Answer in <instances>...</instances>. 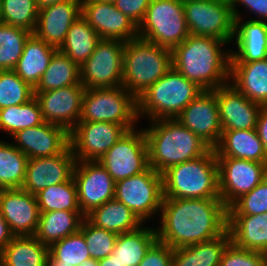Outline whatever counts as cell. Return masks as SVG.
Wrapping results in <instances>:
<instances>
[{
	"label": "cell",
	"mask_w": 267,
	"mask_h": 266,
	"mask_svg": "<svg viewBox=\"0 0 267 266\" xmlns=\"http://www.w3.org/2000/svg\"><path fill=\"white\" fill-rule=\"evenodd\" d=\"M157 240L172 249L201 243L227 230L228 208L221 199L163 198Z\"/></svg>",
	"instance_id": "cell-1"
},
{
	"label": "cell",
	"mask_w": 267,
	"mask_h": 266,
	"mask_svg": "<svg viewBox=\"0 0 267 266\" xmlns=\"http://www.w3.org/2000/svg\"><path fill=\"white\" fill-rule=\"evenodd\" d=\"M225 41L190 34L171 50L172 67L203 90H215L229 83L231 52ZM225 51V52H224Z\"/></svg>",
	"instance_id": "cell-2"
},
{
	"label": "cell",
	"mask_w": 267,
	"mask_h": 266,
	"mask_svg": "<svg viewBox=\"0 0 267 266\" xmlns=\"http://www.w3.org/2000/svg\"><path fill=\"white\" fill-rule=\"evenodd\" d=\"M144 129L149 167L162 174L170 167L205 155L211 147L177 119L151 120Z\"/></svg>",
	"instance_id": "cell-3"
},
{
	"label": "cell",
	"mask_w": 267,
	"mask_h": 266,
	"mask_svg": "<svg viewBox=\"0 0 267 266\" xmlns=\"http://www.w3.org/2000/svg\"><path fill=\"white\" fill-rule=\"evenodd\" d=\"M163 198L220 199L218 162L214 148L205 155L162 173Z\"/></svg>",
	"instance_id": "cell-4"
},
{
	"label": "cell",
	"mask_w": 267,
	"mask_h": 266,
	"mask_svg": "<svg viewBox=\"0 0 267 266\" xmlns=\"http://www.w3.org/2000/svg\"><path fill=\"white\" fill-rule=\"evenodd\" d=\"M171 68V49L138 37L124 48L122 86L138 98Z\"/></svg>",
	"instance_id": "cell-5"
},
{
	"label": "cell",
	"mask_w": 267,
	"mask_h": 266,
	"mask_svg": "<svg viewBox=\"0 0 267 266\" xmlns=\"http://www.w3.org/2000/svg\"><path fill=\"white\" fill-rule=\"evenodd\" d=\"M201 92L203 89L172 67L137 98L138 118L174 119Z\"/></svg>",
	"instance_id": "cell-6"
},
{
	"label": "cell",
	"mask_w": 267,
	"mask_h": 266,
	"mask_svg": "<svg viewBox=\"0 0 267 266\" xmlns=\"http://www.w3.org/2000/svg\"><path fill=\"white\" fill-rule=\"evenodd\" d=\"M189 35L182 0H151L138 26L139 38L171 50Z\"/></svg>",
	"instance_id": "cell-7"
},
{
	"label": "cell",
	"mask_w": 267,
	"mask_h": 266,
	"mask_svg": "<svg viewBox=\"0 0 267 266\" xmlns=\"http://www.w3.org/2000/svg\"><path fill=\"white\" fill-rule=\"evenodd\" d=\"M137 98L123 86L85 89L79 121L109 122L135 129Z\"/></svg>",
	"instance_id": "cell-8"
},
{
	"label": "cell",
	"mask_w": 267,
	"mask_h": 266,
	"mask_svg": "<svg viewBox=\"0 0 267 266\" xmlns=\"http://www.w3.org/2000/svg\"><path fill=\"white\" fill-rule=\"evenodd\" d=\"M184 12L192 35L209 36L233 41L235 17L230 0H185Z\"/></svg>",
	"instance_id": "cell-9"
},
{
	"label": "cell",
	"mask_w": 267,
	"mask_h": 266,
	"mask_svg": "<svg viewBox=\"0 0 267 266\" xmlns=\"http://www.w3.org/2000/svg\"><path fill=\"white\" fill-rule=\"evenodd\" d=\"M114 199L127 206L143 223L160 213L162 174L148 167L144 172L115 182Z\"/></svg>",
	"instance_id": "cell-10"
},
{
	"label": "cell",
	"mask_w": 267,
	"mask_h": 266,
	"mask_svg": "<svg viewBox=\"0 0 267 266\" xmlns=\"http://www.w3.org/2000/svg\"><path fill=\"white\" fill-rule=\"evenodd\" d=\"M126 42L101 39L90 57L80 66V81L85 89L122 86L123 52Z\"/></svg>",
	"instance_id": "cell-11"
},
{
	"label": "cell",
	"mask_w": 267,
	"mask_h": 266,
	"mask_svg": "<svg viewBox=\"0 0 267 266\" xmlns=\"http://www.w3.org/2000/svg\"><path fill=\"white\" fill-rule=\"evenodd\" d=\"M98 162L114 182L144 172L149 167L148 147L143 129L127 131Z\"/></svg>",
	"instance_id": "cell-12"
},
{
	"label": "cell",
	"mask_w": 267,
	"mask_h": 266,
	"mask_svg": "<svg viewBox=\"0 0 267 266\" xmlns=\"http://www.w3.org/2000/svg\"><path fill=\"white\" fill-rule=\"evenodd\" d=\"M216 158L220 199L227 208L267 177V163L232 157Z\"/></svg>",
	"instance_id": "cell-13"
},
{
	"label": "cell",
	"mask_w": 267,
	"mask_h": 266,
	"mask_svg": "<svg viewBox=\"0 0 267 266\" xmlns=\"http://www.w3.org/2000/svg\"><path fill=\"white\" fill-rule=\"evenodd\" d=\"M128 130L116 123L79 121L70 131V147L78 161H98Z\"/></svg>",
	"instance_id": "cell-14"
},
{
	"label": "cell",
	"mask_w": 267,
	"mask_h": 266,
	"mask_svg": "<svg viewBox=\"0 0 267 266\" xmlns=\"http://www.w3.org/2000/svg\"><path fill=\"white\" fill-rule=\"evenodd\" d=\"M78 206L84 216L114 199L115 182L98 161H78L73 171Z\"/></svg>",
	"instance_id": "cell-15"
},
{
	"label": "cell",
	"mask_w": 267,
	"mask_h": 266,
	"mask_svg": "<svg viewBox=\"0 0 267 266\" xmlns=\"http://www.w3.org/2000/svg\"><path fill=\"white\" fill-rule=\"evenodd\" d=\"M214 148L222 135L217 104V89L203 90L175 118Z\"/></svg>",
	"instance_id": "cell-16"
},
{
	"label": "cell",
	"mask_w": 267,
	"mask_h": 266,
	"mask_svg": "<svg viewBox=\"0 0 267 266\" xmlns=\"http://www.w3.org/2000/svg\"><path fill=\"white\" fill-rule=\"evenodd\" d=\"M85 88L70 85L45 92H34L45 122L62 126L69 132L79 122Z\"/></svg>",
	"instance_id": "cell-17"
},
{
	"label": "cell",
	"mask_w": 267,
	"mask_h": 266,
	"mask_svg": "<svg viewBox=\"0 0 267 266\" xmlns=\"http://www.w3.org/2000/svg\"><path fill=\"white\" fill-rule=\"evenodd\" d=\"M81 15L101 39L128 42L138 38V27L112 2L82 0Z\"/></svg>",
	"instance_id": "cell-18"
},
{
	"label": "cell",
	"mask_w": 267,
	"mask_h": 266,
	"mask_svg": "<svg viewBox=\"0 0 267 266\" xmlns=\"http://www.w3.org/2000/svg\"><path fill=\"white\" fill-rule=\"evenodd\" d=\"M75 164L76 159L70 146L54 156L28 159L21 188L35 195L49 186L69 181L73 177Z\"/></svg>",
	"instance_id": "cell-19"
},
{
	"label": "cell",
	"mask_w": 267,
	"mask_h": 266,
	"mask_svg": "<svg viewBox=\"0 0 267 266\" xmlns=\"http://www.w3.org/2000/svg\"><path fill=\"white\" fill-rule=\"evenodd\" d=\"M0 211L14 236H35L40 216L35 195L22 188L2 189Z\"/></svg>",
	"instance_id": "cell-20"
},
{
	"label": "cell",
	"mask_w": 267,
	"mask_h": 266,
	"mask_svg": "<svg viewBox=\"0 0 267 266\" xmlns=\"http://www.w3.org/2000/svg\"><path fill=\"white\" fill-rule=\"evenodd\" d=\"M12 138L17 143L14 145L29 159L54 156L70 146V132L47 122L20 130Z\"/></svg>",
	"instance_id": "cell-21"
},
{
	"label": "cell",
	"mask_w": 267,
	"mask_h": 266,
	"mask_svg": "<svg viewBox=\"0 0 267 266\" xmlns=\"http://www.w3.org/2000/svg\"><path fill=\"white\" fill-rule=\"evenodd\" d=\"M82 0H67L39 10L33 34L57 49L71 25L82 16Z\"/></svg>",
	"instance_id": "cell-22"
},
{
	"label": "cell",
	"mask_w": 267,
	"mask_h": 266,
	"mask_svg": "<svg viewBox=\"0 0 267 266\" xmlns=\"http://www.w3.org/2000/svg\"><path fill=\"white\" fill-rule=\"evenodd\" d=\"M217 104L222 130L256 129L261 105L246 98L231 84L217 88Z\"/></svg>",
	"instance_id": "cell-23"
},
{
	"label": "cell",
	"mask_w": 267,
	"mask_h": 266,
	"mask_svg": "<svg viewBox=\"0 0 267 266\" xmlns=\"http://www.w3.org/2000/svg\"><path fill=\"white\" fill-rule=\"evenodd\" d=\"M235 45L231 51V63H249L267 59V22L235 19Z\"/></svg>",
	"instance_id": "cell-24"
},
{
	"label": "cell",
	"mask_w": 267,
	"mask_h": 266,
	"mask_svg": "<svg viewBox=\"0 0 267 266\" xmlns=\"http://www.w3.org/2000/svg\"><path fill=\"white\" fill-rule=\"evenodd\" d=\"M231 84L246 98L261 106H267V59L249 63H231Z\"/></svg>",
	"instance_id": "cell-25"
},
{
	"label": "cell",
	"mask_w": 267,
	"mask_h": 266,
	"mask_svg": "<svg viewBox=\"0 0 267 266\" xmlns=\"http://www.w3.org/2000/svg\"><path fill=\"white\" fill-rule=\"evenodd\" d=\"M214 150L216 157L267 163V155L256 129L223 130Z\"/></svg>",
	"instance_id": "cell-26"
},
{
	"label": "cell",
	"mask_w": 267,
	"mask_h": 266,
	"mask_svg": "<svg viewBox=\"0 0 267 266\" xmlns=\"http://www.w3.org/2000/svg\"><path fill=\"white\" fill-rule=\"evenodd\" d=\"M231 242L242 249L267 251V212L255 215H228Z\"/></svg>",
	"instance_id": "cell-27"
},
{
	"label": "cell",
	"mask_w": 267,
	"mask_h": 266,
	"mask_svg": "<svg viewBox=\"0 0 267 266\" xmlns=\"http://www.w3.org/2000/svg\"><path fill=\"white\" fill-rule=\"evenodd\" d=\"M57 50L32 33L24 44L23 53L14 71L23 81L35 88Z\"/></svg>",
	"instance_id": "cell-28"
},
{
	"label": "cell",
	"mask_w": 267,
	"mask_h": 266,
	"mask_svg": "<svg viewBox=\"0 0 267 266\" xmlns=\"http://www.w3.org/2000/svg\"><path fill=\"white\" fill-rule=\"evenodd\" d=\"M230 243L231 235L227 229L214 239L173 249L172 266H219Z\"/></svg>",
	"instance_id": "cell-29"
},
{
	"label": "cell",
	"mask_w": 267,
	"mask_h": 266,
	"mask_svg": "<svg viewBox=\"0 0 267 266\" xmlns=\"http://www.w3.org/2000/svg\"><path fill=\"white\" fill-rule=\"evenodd\" d=\"M92 224L117 235L139 229L143 222L122 202L109 200L85 216Z\"/></svg>",
	"instance_id": "cell-30"
},
{
	"label": "cell",
	"mask_w": 267,
	"mask_h": 266,
	"mask_svg": "<svg viewBox=\"0 0 267 266\" xmlns=\"http://www.w3.org/2000/svg\"><path fill=\"white\" fill-rule=\"evenodd\" d=\"M49 246L35 236H14L0 252V266H47Z\"/></svg>",
	"instance_id": "cell-31"
},
{
	"label": "cell",
	"mask_w": 267,
	"mask_h": 266,
	"mask_svg": "<svg viewBox=\"0 0 267 266\" xmlns=\"http://www.w3.org/2000/svg\"><path fill=\"white\" fill-rule=\"evenodd\" d=\"M82 212L50 211L40 213L35 237L47 246L76 233L84 219Z\"/></svg>",
	"instance_id": "cell-32"
},
{
	"label": "cell",
	"mask_w": 267,
	"mask_h": 266,
	"mask_svg": "<svg viewBox=\"0 0 267 266\" xmlns=\"http://www.w3.org/2000/svg\"><path fill=\"white\" fill-rule=\"evenodd\" d=\"M157 240L156 228L140 227L117 236L112 254L123 266H139L145 253Z\"/></svg>",
	"instance_id": "cell-33"
},
{
	"label": "cell",
	"mask_w": 267,
	"mask_h": 266,
	"mask_svg": "<svg viewBox=\"0 0 267 266\" xmlns=\"http://www.w3.org/2000/svg\"><path fill=\"white\" fill-rule=\"evenodd\" d=\"M100 40L97 32L80 16L69 28L65 40L58 50L81 66L94 52Z\"/></svg>",
	"instance_id": "cell-34"
},
{
	"label": "cell",
	"mask_w": 267,
	"mask_h": 266,
	"mask_svg": "<svg viewBox=\"0 0 267 266\" xmlns=\"http://www.w3.org/2000/svg\"><path fill=\"white\" fill-rule=\"evenodd\" d=\"M76 84H81L80 66L57 50L34 92H45Z\"/></svg>",
	"instance_id": "cell-35"
},
{
	"label": "cell",
	"mask_w": 267,
	"mask_h": 266,
	"mask_svg": "<svg viewBox=\"0 0 267 266\" xmlns=\"http://www.w3.org/2000/svg\"><path fill=\"white\" fill-rule=\"evenodd\" d=\"M44 122L39 102L35 96L25 104L0 109V130L8 132L9 136Z\"/></svg>",
	"instance_id": "cell-36"
},
{
	"label": "cell",
	"mask_w": 267,
	"mask_h": 266,
	"mask_svg": "<svg viewBox=\"0 0 267 266\" xmlns=\"http://www.w3.org/2000/svg\"><path fill=\"white\" fill-rule=\"evenodd\" d=\"M28 157L13 143L0 140V188H21L26 176Z\"/></svg>",
	"instance_id": "cell-37"
},
{
	"label": "cell",
	"mask_w": 267,
	"mask_h": 266,
	"mask_svg": "<svg viewBox=\"0 0 267 266\" xmlns=\"http://www.w3.org/2000/svg\"><path fill=\"white\" fill-rule=\"evenodd\" d=\"M35 196L40 213L61 210L81 212L73 177L69 181L42 189Z\"/></svg>",
	"instance_id": "cell-38"
},
{
	"label": "cell",
	"mask_w": 267,
	"mask_h": 266,
	"mask_svg": "<svg viewBox=\"0 0 267 266\" xmlns=\"http://www.w3.org/2000/svg\"><path fill=\"white\" fill-rule=\"evenodd\" d=\"M32 32L9 24H0V70H14L26 40Z\"/></svg>",
	"instance_id": "cell-39"
},
{
	"label": "cell",
	"mask_w": 267,
	"mask_h": 266,
	"mask_svg": "<svg viewBox=\"0 0 267 266\" xmlns=\"http://www.w3.org/2000/svg\"><path fill=\"white\" fill-rule=\"evenodd\" d=\"M48 257L52 261H61V264L72 266H79L83 261L91 258L80 230L51 244Z\"/></svg>",
	"instance_id": "cell-40"
},
{
	"label": "cell",
	"mask_w": 267,
	"mask_h": 266,
	"mask_svg": "<svg viewBox=\"0 0 267 266\" xmlns=\"http://www.w3.org/2000/svg\"><path fill=\"white\" fill-rule=\"evenodd\" d=\"M34 97V88L14 70H0V109L27 103Z\"/></svg>",
	"instance_id": "cell-41"
},
{
	"label": "cell",
	"mask_w": 267,
	"mask_h": 266,
	"mask_svg": "<svg viewBox=\"0 0 267 266\" xmlns=\"http://www.w3.org/2000/svg\"><path fill=\"white\" fill-rule=\"evenodd\" d=\"M3 23L34 32L39 9L35 0H1Z\"/></svg>",
	"instance_id": "cell-42"
},
{
	"label": "cell",
	"mask_w": 267,
	"mask_h": 266,
	"mask_svg": "<svg viewBox=\"0 0 267 266\" xmlns=\"http://www.w3.org/2000/svg\"><path fill=\"white\" fill-rule=\"evenodd\" d=\"M79 230L83 233L91 258L99 261L112 254L117 234L95 226L86 217Z\"/></svg>",
	"instance_id": "cell-43"
},
{
	"label": "cell",
	"mask_w": 267,
	"mask_h": 266,
	"mask_svg": "<svg viewBox=\"0 0 267 266\" xmlns=\"http://www.w3.org/2000/svg\"><path fill=\"white\" fill-rule=\"evenodd\" d=\"M267 212V177L252 191L242 195L229 208L228 215H255Z\"/></svg>",
	"instance_id": "cell-44"
},
{
	"label": "cell",
	"mask_w": 267,
	"mask_h": 266,
	"mask_svg": "<svg viewBox=\"0 0 267 266\" xmlns=\"http://www.w3.org/2000/svg\"><path fill=\"white\" fill-rule=\"evenodd\" d=\"M219 266H264V253L242 249L231 242L225 249Z\"/></svg>",
	"instance_id": "cell-45"
},
{
	"label": "cell",
	"mask_w": 267,
	"mask_h": 266,
	"mask_svg": "<svg viewBox=\"0 0 267 266\" xmlns=\"http://www.w3.org/2000/svg\"><path fill=\"white\" fill-rule=\"evenodd\" d=\"M173 249L156 240L144 255L139 266H172Z\"/></svg>",
	"instance_id": "cell-46"
},
{
	"label": "cell",
	"mask_w": 267,
	"mask_h": 266,
	"mask_svg": "<svg viewBox=\"0 0 267 266\" xmlns=\"http://www.w3.org/2000/svg\"><path fill=\"white\" fill-rule=\"evenodd\" d=\"M150 2L151 0H116L114 5L138 27Z\"/></svg>",
	"instance_id": "cell-47"
},
{
	"label": "cell",
	"mask_w": 267,
	"mask_h": 266,
	"mask_svg": "<svg viewBox=\"0 0 267 266\" xmlns=\"http://www.w3.org/2000/svg\"><path fill=\"white\" fill-rule=\"evenodd\" d=\"M230 3L235 19L241 18V13L237 10V5L240 4L251 10L252 14L257 15L258 18H252L251 20L267 22V0H230Z\"/></svg>",
	"instance_id": "cell-48"
},
{
	"label": "cell",
	"mask_w": 267,
	"mask_h": 266,
	"mask_svg": "<svg viewBox=\"0 0 267 266\" xmlns=\"http://www.w3.org/2000/svg\"><path fill=\"white\" fill-rule=\"evenodd\" d=\"M256 130L267 155V106H261L256 124Z\"/></svg>",
	"instance_id": "cell-49"
},
{
	"label": "cell",
	"mask_w": 267,
	"mask_h": 266,
	"mask_svg": "<svg viewBox=\"0 0 267 266\" xmlns=\"http://www.w3.org/2000/svg\"><path fill=\"white\" fill-rule=\"evenodd\" d=\"M14 235L12 234L8 223L0 211V252L11 242Z\"/></svg>",
	"instance_id": "cell-50"
},
{
	"label": "cell",
	"mask_w": 267,
	"mask_h": 266,
	"mask_svg": "<svg viewBox=\"0 0 267 266\" xmlns=\"http://www.w3.org/2000/svg\"><path fill=\"white\" fill-rule=\"evenodd\" d=\"M99 266H123L116 258L111 254L98 261Z\"/></svg>",
	"instance_id": "cell-51"
},
{
	"label": "cell",
	"mask_w": 267,
	"mask_h": 266,
	"mask_svg": "<svg viewBox=\"0 0 267 266\" xmlns=\"http://www.w3.org/2000/svg\"><path fill=\"white\" fill-rule=\"evenodd\" d=\"M67 0H35L37 8L40 10L44 7H47L49 5H53L56 3H61Z\"/></svg>",
	"instance_id": "cell-52"
},
{
	"label": "cell",
	"mask_w": 267,
	"mask_h": 266,
	"mask_svg": "<svg viewBox=\"0 0 267 266\" xmlns=\"http://www.w3.org/2000/svg\"><path fill=\"white\" fill-rule=\"evenodd\" d=\"M79 266H99L98 260L94 258H89L83 261Z\"/></svg>",
	"instance_id": "cell-53"
},
{
	"label": "cell",
	"mask_w": 267,
	"mask_h": 266,
	"mask_svg": "<svg viewBox=\"0 0 267 266\" xmlns=\"http://www.w3.org/2000/svg\"><path fill=\"white\" fill-rule=\"evenodd\" d=\"M47 266H72L67 264H61V261H52L49 257L47 258Z\"/></svg>",
	"instance_id": "cell-54"
},
{
	"label": "cell",
	"mask_w": 267,
	"mask_h": 266,
	"mask_svg": "<svg viewBox=\"0 0 267 266\" xmlns=\"http://www.w3.org/2000/svg\"><path fill=\"white\" fill-rule=\"evenodd\" d=\"M3 23V18H2V6H1V0H0V24Z\"/></svg>",
	"instance_id": "cell-55"
},
{
	"label": "cell",
	"mask_w": 267,
	"mask_h": 266,
	"mask_svg": "<svg viewBox=\"0 0 267 266\" xmlns=\"http://www.w3.org/2000/svg\"><path fill=\"white\" fill-rule=\"evenodd\" d=\"M98 1H104V2H112V3H114L116 0H98Z\"/></svg>",
	"instance_id": "cell-56"
},
{
	"label": "cell",
	"mask_w": 267,
	"mask_h": 266,
	"mask_svg": "<svg viewBox=\"0 0 267 266\" xmlns=\"http://www.w3.org/2000/svg\"><path fill=\"white\" fill-rule=\"evenodd\" d=\"M264 266H267V256H264Z\"/></svg>",
	"instance_id": "cell-57"
}]
</instances>
